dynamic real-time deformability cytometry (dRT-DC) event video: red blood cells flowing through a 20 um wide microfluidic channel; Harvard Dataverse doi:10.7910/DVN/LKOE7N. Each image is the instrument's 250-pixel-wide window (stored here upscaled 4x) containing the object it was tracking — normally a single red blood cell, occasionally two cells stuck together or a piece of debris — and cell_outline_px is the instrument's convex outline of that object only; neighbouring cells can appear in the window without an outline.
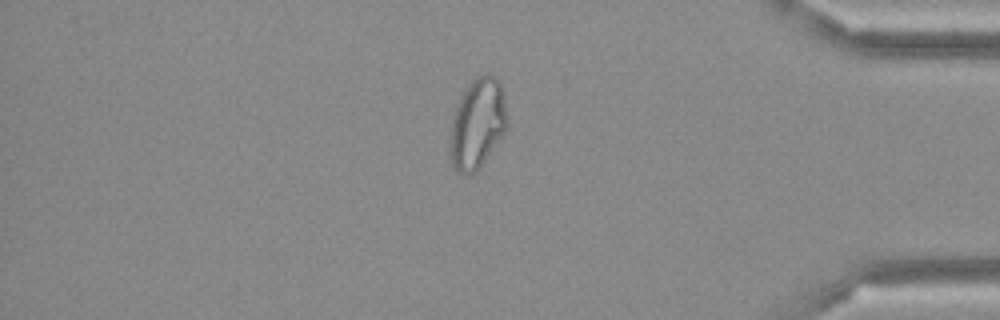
{"species": "Egyptian fruit bat (a non-hibernating species)", "species_latin": "Rousettus aegyptiacus", "temperature_condition": "cold", "stored_images_in_passage": 49, "camera_frame_rate_fps": 3000, "um_per_image_px": 0.085, "frame": {"image": 1, "passage_image": 42, "time_ms": 13.667, "image_size_px": [1000, 320], "cell_outline_px": [[508, 132], [480, 168], [476, 172], [468, 176], [460, 176], [452, 168], [448, 156], [448, 144], [452, 116], [460, 96], [472, 80], [484, 72], [488, 72], [496, 76], [500, 80], [504, 92], [508, 120]], "centroid_in_image_um": [40.59, 10.57], "position_along_channel_um": 394.6, "area_um2": 31.85}}